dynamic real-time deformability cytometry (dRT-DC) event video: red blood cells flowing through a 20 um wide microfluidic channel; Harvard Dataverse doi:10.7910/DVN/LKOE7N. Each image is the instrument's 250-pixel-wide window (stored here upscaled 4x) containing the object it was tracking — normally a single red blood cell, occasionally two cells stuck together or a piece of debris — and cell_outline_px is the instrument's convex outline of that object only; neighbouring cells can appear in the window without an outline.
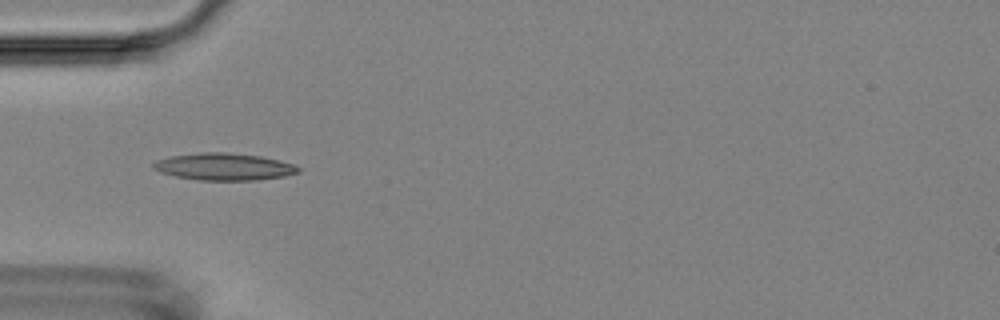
{"species": "Egyptian fruit bat (a non-hibernating species)", "species_latin": "Rousettus aegyptiacus", "temperature_condition": "room temperature", "stored_images_in_passage": 4, "camera_frame_rate_fps": 3000, "um_per_image_px": 0.085, "animal": {"sex": "female"}, "frame": {"image": 1, "passage_image": 4, "time_ms": 3.667, "image_size_px": [1000, 320], "cell_outline_px": [[300, 172], [284, 176], [256, 180], [196, 180], [176, 176], [160, 172], [152, 168], [152, 164], [156, 160], [172, 156], [204, 152], [224, 152], [260, 156], [292, 164], [300, 168]], "centroid_in_image_um": [19.01, 14.17], "position_along_channel_um": 66.0, "area_um2": 22.66}}